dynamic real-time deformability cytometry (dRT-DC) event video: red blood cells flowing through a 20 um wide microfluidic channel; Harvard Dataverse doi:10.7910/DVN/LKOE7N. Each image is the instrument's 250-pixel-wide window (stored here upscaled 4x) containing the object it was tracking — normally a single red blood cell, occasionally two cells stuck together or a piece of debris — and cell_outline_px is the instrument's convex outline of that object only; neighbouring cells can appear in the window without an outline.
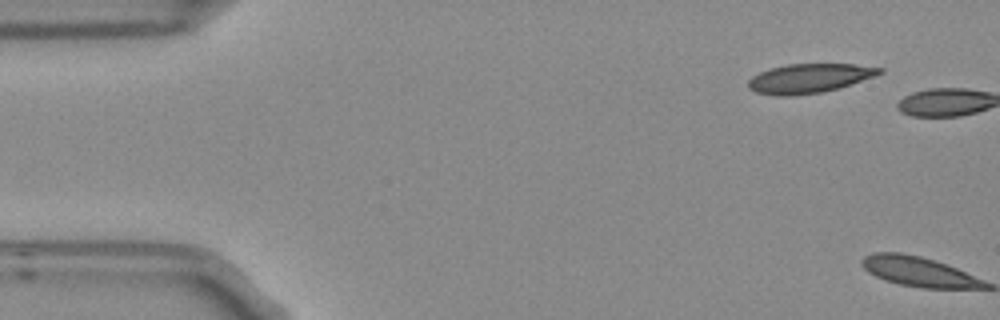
{"species": "Egyptian fruit bat (a non-hibernating species)", "species_latin": "Rousettus aegyptiacus", "temperature_condition": "room temperature", "stored_images_in_passage": 2, "camera_frame_rate_fps": 3000, "um_per_image_px": 0.085, "frame": {"image": 1, "passage_image": 1, "time_ms": 0.0, "image_size_px": [1000, 320], "cell_outline_px": [[884, 72], [840, 88], [820, 92], [792, 96], [776, 96], [756, 92], [748, 88], [748, 80], [752, 76], [768, 68], [788, 64], [852, 64], [884, 68]], "centroid_in_image_um": [68.75, 6.66], "position_along_channel_um": 16.3, "area_um2": 22.37}}